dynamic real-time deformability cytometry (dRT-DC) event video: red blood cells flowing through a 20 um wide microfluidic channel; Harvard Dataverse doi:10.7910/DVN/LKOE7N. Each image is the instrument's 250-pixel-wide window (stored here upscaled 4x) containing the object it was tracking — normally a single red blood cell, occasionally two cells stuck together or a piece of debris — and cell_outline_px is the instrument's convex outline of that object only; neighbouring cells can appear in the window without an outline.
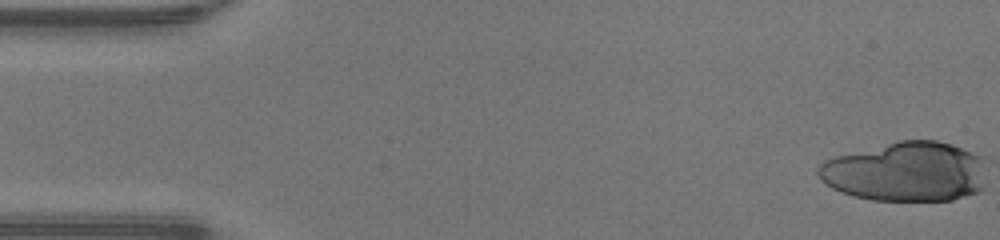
{"species": "human", "species_latin": "Homo sapiens", "temperature_condition": "warm", "stored_images_in_passage": 36, "camera_frame_rate_fps": 3000, "um_per_image_px": 0.085, "donor": {"sex": "male"}, "frame": {"image": 1, "passage_image": 1, "time_ms": 0.0, "image_size_px": [1000, 240], "cell_outline_px": [[984, 188], [980, 192], [952, 200], [872, 200], [852, 196], [840, 192], [824, 184], [820, 180], [816, 172], [816, 168], [824, 160], [836, 156], [896, 140], [936, 140], [952, 144], [972, 152], [980, 156], [984, 184]], "centroid_in_image_um": [76.95, 14.6], "position_along_channel_um": 8.1, "area_um2": 58.84}}